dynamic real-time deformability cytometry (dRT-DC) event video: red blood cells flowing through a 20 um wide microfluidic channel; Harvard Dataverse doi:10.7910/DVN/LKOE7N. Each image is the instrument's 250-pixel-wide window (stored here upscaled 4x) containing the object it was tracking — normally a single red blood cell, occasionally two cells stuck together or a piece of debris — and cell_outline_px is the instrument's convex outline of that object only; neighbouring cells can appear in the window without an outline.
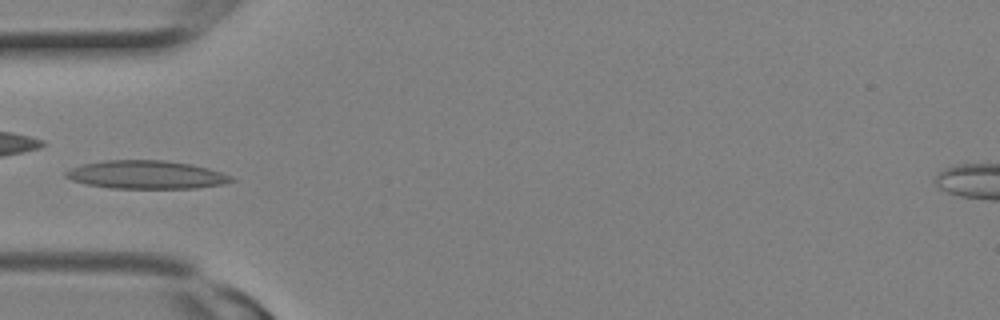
{"species": "Egyptian fruit bat (a non-hibernating species)", "species_latin": "Rousettus aegyptiacus", "temperature_condition": "room temperature", "stored_images_in_passage": 10, "camera_frame_rate_fps": 3000, "um_per_image_px": 0.085, "animal": {"sex": "female"}, "frame": {"image": 1, "passage_image": 9, "time_ms": 2.667, "image_size_px": [1000, 320], "cell_outline_px": [[236, 180], [220, 184], [196, 188], [112, 188], [88, 184], [72, 180], [64, 176], [64, 172], [68, 168], [80, 164], [104, 160], [164, 160], [192, 164], [208, 168], [232, 176]], "centroid_in_image_um": [12.39, 14.84], "position_along_channel_um": 72.6, "area_um2": 27.28}}